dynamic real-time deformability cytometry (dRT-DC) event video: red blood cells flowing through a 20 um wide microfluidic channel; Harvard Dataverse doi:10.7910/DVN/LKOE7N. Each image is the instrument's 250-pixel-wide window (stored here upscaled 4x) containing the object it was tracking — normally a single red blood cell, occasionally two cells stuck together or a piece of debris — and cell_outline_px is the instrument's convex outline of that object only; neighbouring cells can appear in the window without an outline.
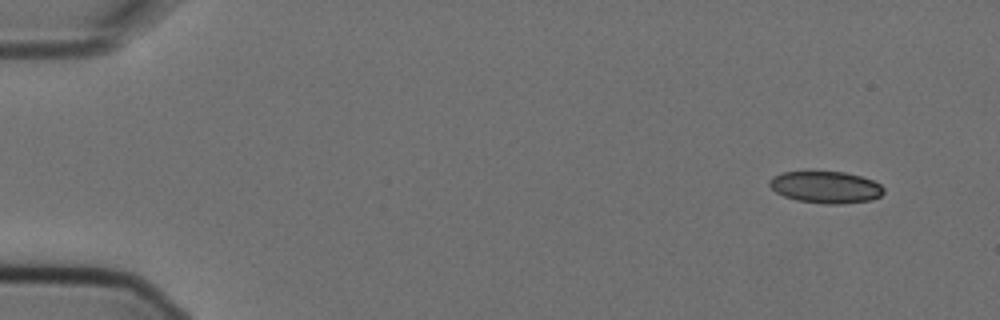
{"species": "Egyptian fruit bat (a non-hibernating species)", "species_latin": "Rousettus aegyptiacus", "temperature_condition": "cold", "stored_images_in_passage": 5, "camera_frame_rate_fps": 3000, "um_per_image_px": 0.085, "animal": {"sex": "female"}, "frame": {"image": 1, "passage_image": 1, "time_ms": 0.0, "image_size_px": [1000, 320], "cell_outline_px": [[884, 192], [880, 196], [872, 200], [836, 204], [824, 204], [796, 200], [784, 196], [776, 192], [768, 184], [768, 180], [772, 176], [784, 172], [844, 172], [860, 176], [872, 180], [880, 184], [884, 188]], "centroid_in_image_um": [70.18, 15.91], "position_along_channel_um": 14.8, "area_um2": 21.15}}
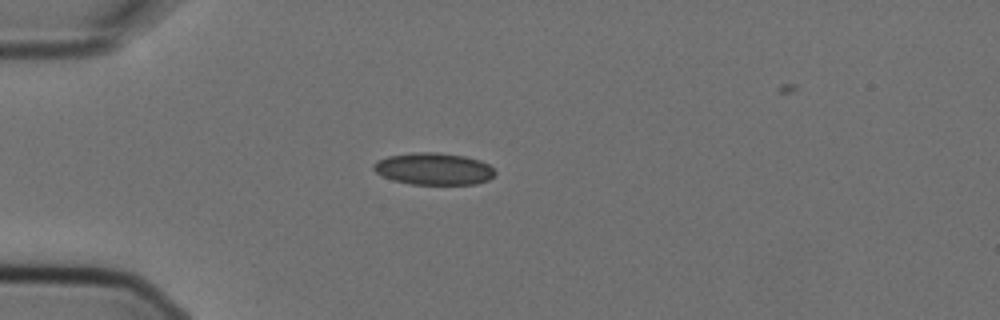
{"frame": {"image": 2, "passage_image": 4, "time_ms": 1.0, "image_size_px": [1000, 320], "cell_outline_px": [[496, 172], [488, 180], [476, 184], [412, 184], [392, 180], [376, 172], [372, 168], [372, 164], [376, 160], [388, 156], [412, 152], [436, 152], [464, 156], [480, 160], [488, 164]], "centroid_in_image_um": [36.84, 14.34], "position_along_channel_um": 48.2, "area_um2": 22.66}}
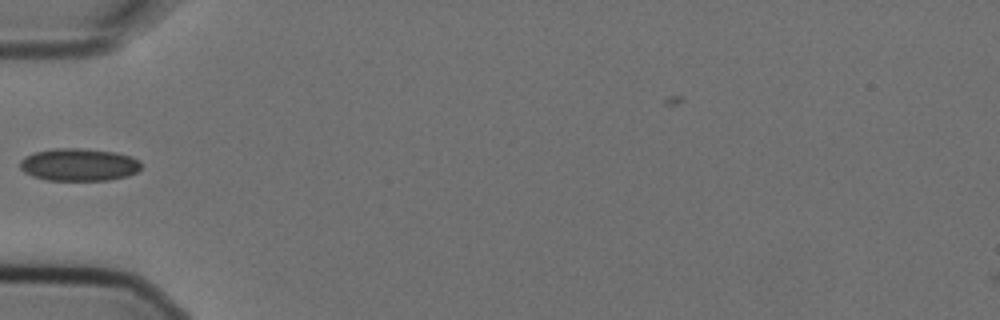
{"frame": {"image": 3, "passage_image": 5, "time_ms": 1.333, "image_size_px": [1000, 320], "cell_outline_px": [[140, 168], [136, 172], [128, 176], [108, 180], [44, 180], [32, 176], [24, 172], [20, 168], [20, 160], [24, 156], [36, 152], [56, 148], [80, 148], [116, 152], [132, 156], [140, 160]], "centroid_in_image_um": [6.7, 13.99], "position_along_channel_um": 78.3, "area_um2": 23.12}}